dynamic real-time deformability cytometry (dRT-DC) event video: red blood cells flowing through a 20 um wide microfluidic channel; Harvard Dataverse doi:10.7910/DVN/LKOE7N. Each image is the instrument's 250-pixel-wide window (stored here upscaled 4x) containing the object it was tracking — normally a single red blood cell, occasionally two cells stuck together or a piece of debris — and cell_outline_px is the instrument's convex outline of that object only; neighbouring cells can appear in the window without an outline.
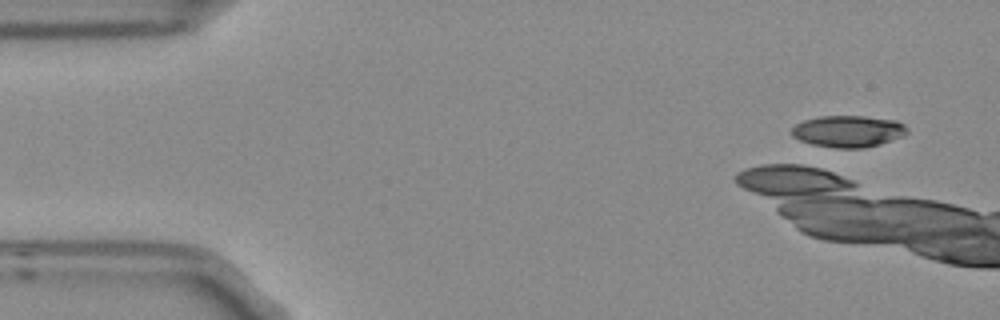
{"species": "Egyptian fruit bat (a non-hibernating species)", "species_latin": "Rousettus aegyptiacus", "temperature_condition": "room temperature", "stored_images_in_passage": 2, "camera_frame_rate_fps": 3000, "um_per_image_px": 0.085, "frame": {"image": 1, "passage_image": 1, "time_ms": 0.0, "image_size_px": [1000, 320], "cell_outline_px": [[908, 132], [904, 136], [880, 144], [864, 148], [836, 148], [812, 144], [800, 140], [792, 136], [792, 128], [796, 124], [804, 120], [820, 116], [864, 116], [896, 120], [904, 124], [908, 128]], "centroid_in_image_um": [72.13, 11.16], "position_along_channel_um": 12.9, "area_um2": 21.39}}